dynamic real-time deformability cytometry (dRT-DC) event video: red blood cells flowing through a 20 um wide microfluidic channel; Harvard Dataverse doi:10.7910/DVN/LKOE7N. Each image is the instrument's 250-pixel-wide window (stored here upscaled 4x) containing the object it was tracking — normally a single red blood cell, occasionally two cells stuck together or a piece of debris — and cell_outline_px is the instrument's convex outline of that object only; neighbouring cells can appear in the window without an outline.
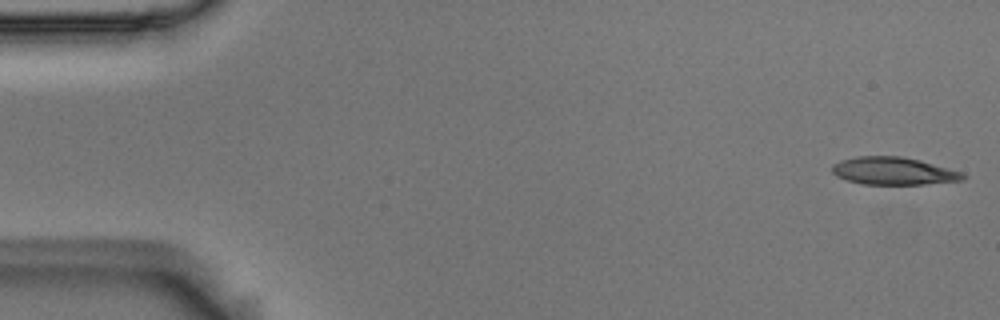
{"species": "Egyptian fruit bat (a non-hibernating species)", "species_latin": "Rousettus aegyptiacus", "temperature_condition": "room temperature", "stored_images_in_passage": 5, "camera_frame_rate_fps": 3000, "um_per_image_px": 0.085, "animal": {"sex": "male"}, "frame": {"image": 1, "passage_image": 1, "time_ms": 0.0, "image_size_px": [1000, 320], "cell_outline_px": [[968, 176], [964, 180], [924, 184], [864, 184], [848, 180], [836, 176], [832, 172], [832, 164], [840, 160], [856, 156], [900, 156], [920, 160], [964, 172]], "centroid_in_image_um": [75.97, 14.53], "position_along_channel_um": 9.0, "area_um2": 21.15}}
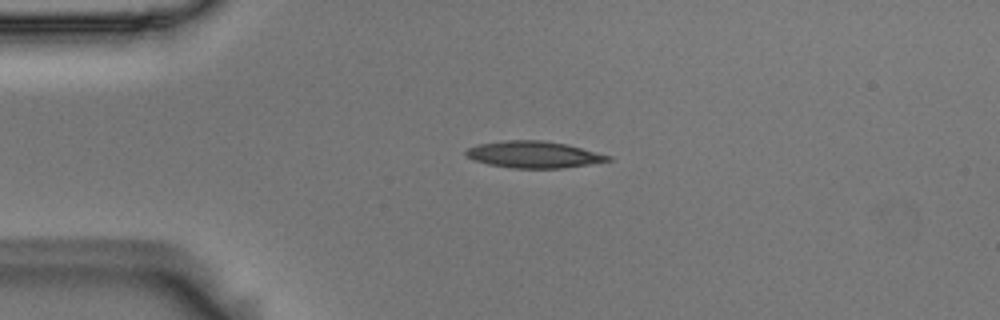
{"frame": {"image": 2, "passage_image": 4, "time_ms": 1.0, "image_size_px": [1000, 320], "cell_outline_px": [[612, 160], [588, 164], [560, 168], [512, 168], [488, 164], [476, 160], [468, 156], [464, 152], [468, 148], [476, 144], [504, 140], [544, 140], [568, 144], [612, 156]], "centroid_in_image_um": [45.37, 13.12], "position_along_channel_um": 39.6, "area_um2": 22.08}}